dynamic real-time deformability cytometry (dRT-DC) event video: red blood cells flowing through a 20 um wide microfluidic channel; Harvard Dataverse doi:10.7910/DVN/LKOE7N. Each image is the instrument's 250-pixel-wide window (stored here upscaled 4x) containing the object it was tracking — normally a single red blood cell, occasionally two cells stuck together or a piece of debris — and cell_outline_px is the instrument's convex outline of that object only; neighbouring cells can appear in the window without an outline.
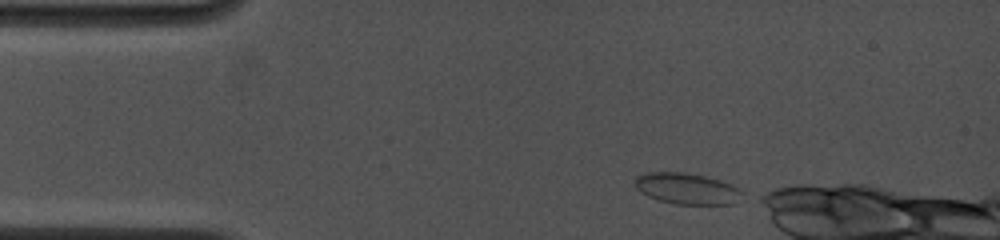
{"species": "common noctule bat (a hibernating species)", "species_latin": "Nyctalus noctula", "temperature_condition": "cold", "stored_images_in_passage": 15, "camera_frame_rate_fps": 4500, "um_per_image_px": 0.085, "animal": {"sex": "female", "body_mass_g": 19.0, "forearm_length_mm": 53.3}, "frame": {"image": 1, "passage_image": 1, "time_ms": 0.0, "image_size_px": [1000, 240], "cell_outline_px": [[744, 192], [732, 204], [676, 204], [660, 200], [648, 196], [640, 192], [636, 188], [636, 176], [648, 172], [684, 172], [704, 176], [720, 180], [732, 184]], "centroid_in_image_um": [58.38, 16.02], "position_along_channel_um": 26.6, "area_um2": 19.31}}
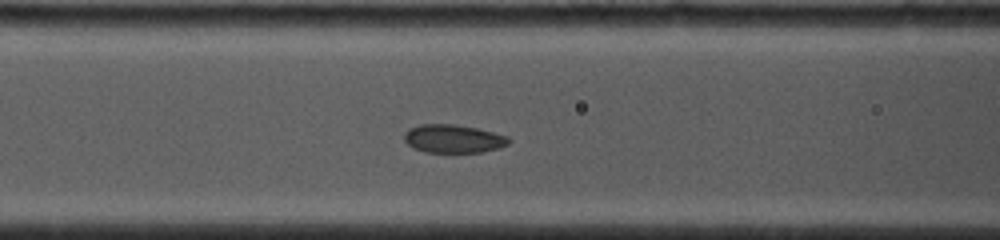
{"frame": {"image": 2, "passage_image": 11, "time_ms": 4.0, "image_size_px": [1000, 240], "cell_outline_px": [[512, 140], [508, 144], [500, 148], [480, 152], [424, 152], [412, 148], [404, 140], [404, 132], [408, 128], [420, 124], [456, 124], [476, 128], [508, 136]], "centroid_in_image_um": [38.51, 11.79], "position_along_channel_um": 128.1, "area_um2": 17.4}}
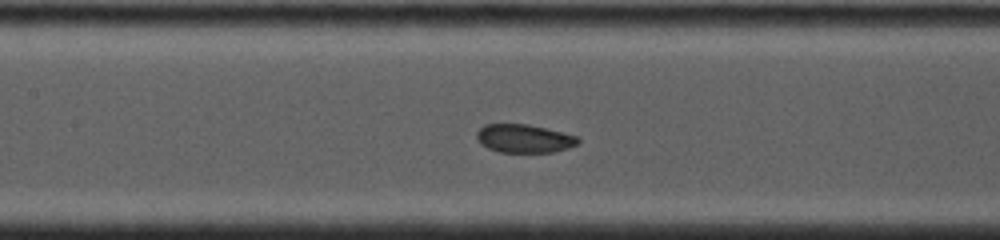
{"frame": {"image": 3, "passage_image": 13, "time_ms": 4.889, "image_size_px": [1000, 240], "cell_outline_px": [[580, 140], [576, 144], [568, 148], [552, 152], [500, 152], [488, 148], [480, 144], [476, 140], [476, 132], [484, 124], [528, 124], [580, 136]], "centroid_in_image_um": [44.53, 11.77], "position_along_channel_um": 162.9, "area_um2": 16.88}}